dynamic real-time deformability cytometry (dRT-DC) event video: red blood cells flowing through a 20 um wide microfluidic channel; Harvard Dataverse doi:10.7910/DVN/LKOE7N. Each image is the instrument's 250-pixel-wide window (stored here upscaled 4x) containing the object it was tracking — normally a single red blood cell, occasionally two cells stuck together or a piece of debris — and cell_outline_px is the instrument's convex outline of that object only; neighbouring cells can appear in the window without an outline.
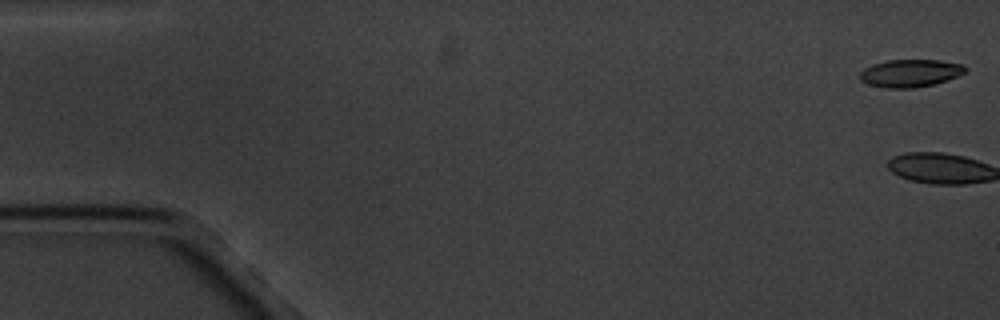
{"species": "common noctule bat (a hibernating species)", "species_latin": "Nyctalus noctula", "temperature_condition": "cold", "stored_images_in_passage": 6, "camera_frame_rate_fps": 3000, "um_per_image_px": 0.085, "animal": {"sex": "male", "body_mass_g": 20.1, "forearm_length_mm": 53.5}, "frame": {"image": 1, "passage_image": 1, "time_ms": 0.0, "image_size_px": [1000, 320], "cell_outline_px": [[968, 68], [964, 72], [956, 76], [932, 84], [912, 88], [884, 88], [868, 84], [860, 80], [860, 72], [864, 68], [872, 64], [888, 60], [940, 60], [964, 64]], "centroid_in_image_um": [77.34, 6.21], "position_along_channel_um": 7.7, "area_um2": 16.88}}